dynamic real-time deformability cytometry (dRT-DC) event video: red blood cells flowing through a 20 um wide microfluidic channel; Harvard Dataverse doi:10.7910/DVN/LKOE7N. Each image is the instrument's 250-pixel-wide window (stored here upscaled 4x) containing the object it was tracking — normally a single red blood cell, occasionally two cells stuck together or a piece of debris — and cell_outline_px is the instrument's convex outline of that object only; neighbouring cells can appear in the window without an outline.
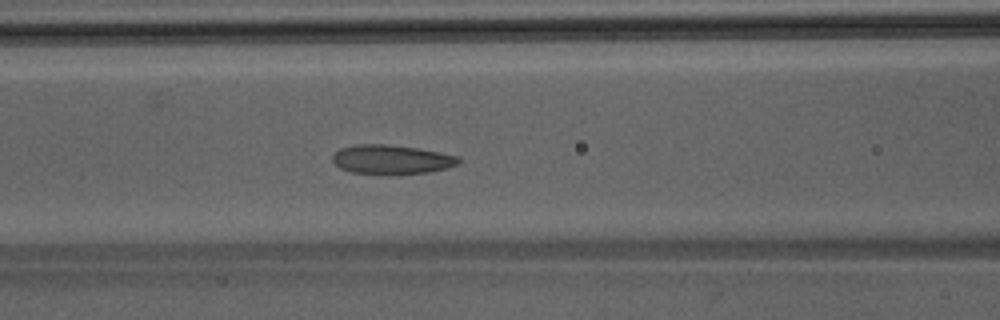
{"species": "Egyptian fruit bat (a non-hibernating species)", "species_latin": "Rousettus aegyptiacus", "temperature_condition": "room temperature", "stored_images_in_passage": 50, "segment_of_instrument_passage": [1, 2], "camera_frame_rate_fps": 3000, "um_per_image_px": 0.085, "animal": {"sex": "male"}, "frame": {"image": 1, "passage_image": 21, "time_ms": 6.667, "image_size_px": [1000, 320], "cell_outline_px": [[460, 164], [428, 172], [352, 172], [340, 168], [332, 160], [332, 156], [340, 148], [356, 144], [384, 144], [416, 148], [440, 152], [460, 156]], "centroid_in_image_um": [33.29, 13.51], "position_along_channel_um": 133.3, "area_um2": 20.69}}
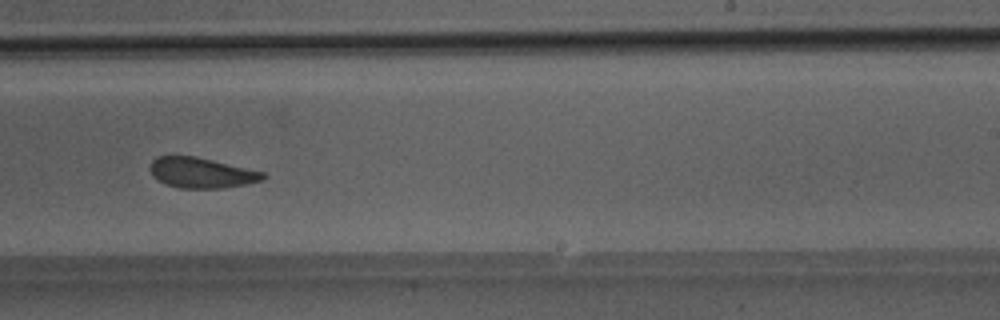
{"frame": {"image": 2, "passage_image": 31, "time_ms": 10.0, "image_size_px": [1000, 320], "cell_outline_px": [[268, 176], [264, 180], [248, 184], [224, 188], [180, 188], [164, 184], [152, 176], [148, 168], [152, 160], [156, 156], [196, 156], [264, 172]], "centroid_in_image_um": [17.11, 14.69], "position_along_channel_um": 271.9, "area_um2": 20.29}}
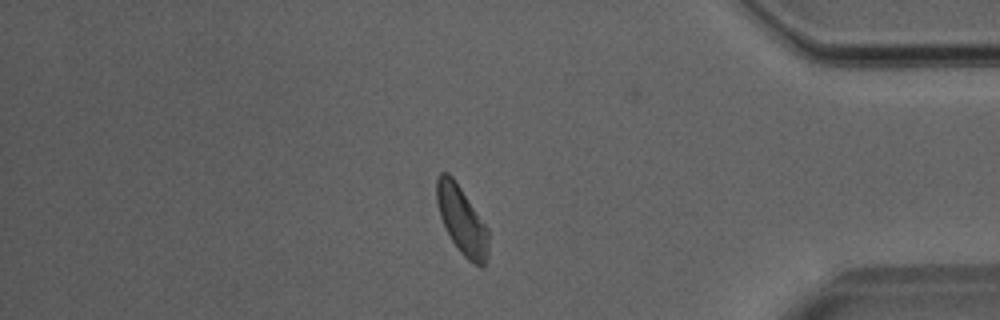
{"frame": {"image": 3, "passage_image": 42, "time_ms": 13.667, "image_size_px": [1000, 320], "cell_outline_px": [[488, 256], [484, 264], [480, 268], [472, 264], [460, 252], [452, 240], [440, 216], [436, 200], [436, 180], [440, 172], [448, 172], [452, 176], [488, 228]], "centroid_in_image_um": [39.26, 18.74], "position_along_channel_um": 395.9, "area_um2": 20.35}}